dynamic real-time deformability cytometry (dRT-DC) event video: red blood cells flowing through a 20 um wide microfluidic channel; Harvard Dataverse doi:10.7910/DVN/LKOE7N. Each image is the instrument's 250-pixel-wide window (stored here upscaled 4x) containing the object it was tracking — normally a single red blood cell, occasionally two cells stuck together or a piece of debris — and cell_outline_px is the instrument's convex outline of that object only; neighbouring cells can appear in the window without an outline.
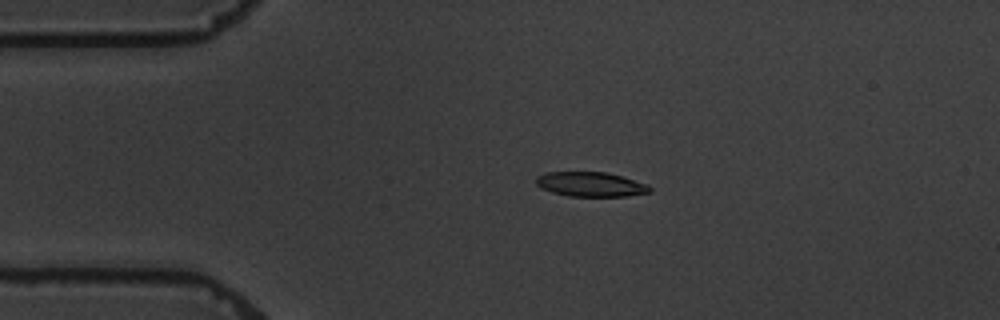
{"species": "common noctule bat (a hibernating species)", "species_latin": "Nyctalus noctula", "temperature_condition": "warm", "stored_images_in_passage": 5, "camera_frame_rate_fps": 3000, "um_per_image_px": 0.085, "animal": {"sex": "male", "body_mass_g": 19.5, "forearm_length_mm": 54.6}, "frame": {"image": 1, "passage_image": 4, "time_ms": 3.667, "image_size_px": [1000, 320], "cell_outline_px": [[652, 192], [628, 196], [568, 196], [552, 192], [540, 188], [536, 184], [536, 176], [548, 172], [608, 172], [648, 184], [652, 188]], "centroid_in_image_um": [50.23, 15.67], "position_along_channel_um": 34.8, "area_um2": 16.42}}